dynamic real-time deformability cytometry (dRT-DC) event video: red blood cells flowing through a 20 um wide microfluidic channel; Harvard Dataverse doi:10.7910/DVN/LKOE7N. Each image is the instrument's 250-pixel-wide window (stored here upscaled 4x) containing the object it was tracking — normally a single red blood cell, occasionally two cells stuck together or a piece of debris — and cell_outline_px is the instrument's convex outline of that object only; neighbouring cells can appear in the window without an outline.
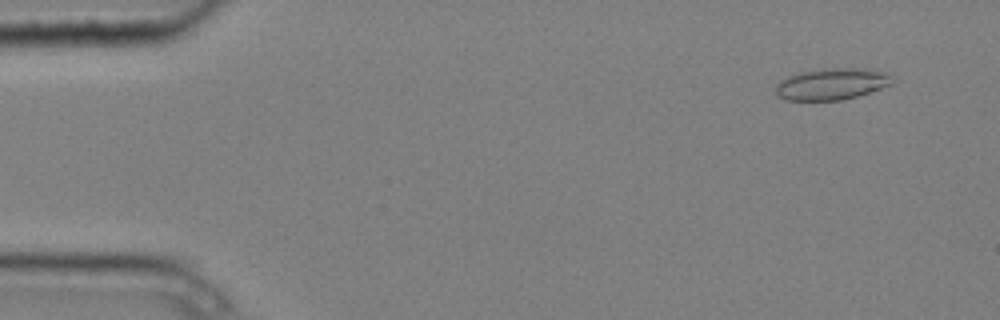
{"species": "common noctule bat (a hibernating species)", "species_latin": "Nyctalus noctula", "temperature_condition": "cold", "stored_images_in_passage": 4, "camera_frame_rate_fps": 3000, "um_per_image_px": 0.085, "animal": {"sex": "male", "body_mass_g": 20.4}, "frame": {"image": 1, "passage_image": 1, "time_ms": 0.0, "image_size_px": [1000, 320], "cell_outline_px": [[896, 76], [892, 84], [856, 96], [840, 100], [784, 100], [776, 96], [776, 84], [788, 76], [800, 72], [824, 68], [860, 68], [888, 72]], "centroid_in_image_um": [70.72, 7.13], "position_along_channel_um": 14.3, "area_um2": 21.56}}
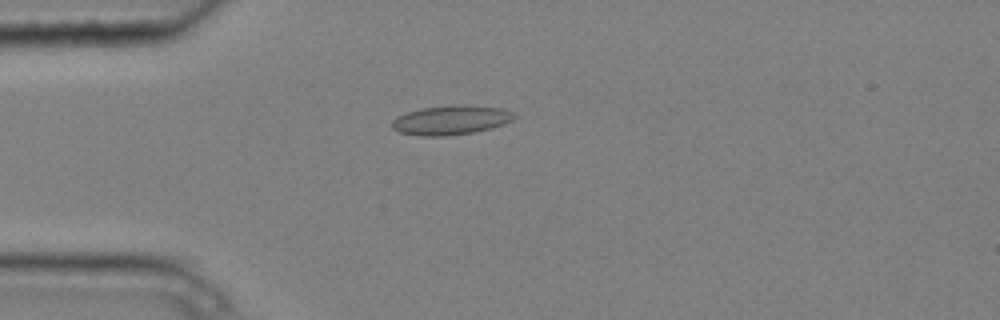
{"frame": {"image": 2, "passage_image": 4, "time_ms": 1.0, "image_size_px": [1000, 320], "cell_outline_px": [[516, 116], [512, 120], [504, 124], [492, 128], [472, 132], [444, 136], [420, 136], [400, 132], [392, 128], [392, 120], [396, 116], [420, 108], [452, 104], [464, 104], [504, 108], [512, 112]], "centroid_in_image_um": [38.33, 10.19], "position_along_channel_um": 46.7, "area_um2": 21.1}}